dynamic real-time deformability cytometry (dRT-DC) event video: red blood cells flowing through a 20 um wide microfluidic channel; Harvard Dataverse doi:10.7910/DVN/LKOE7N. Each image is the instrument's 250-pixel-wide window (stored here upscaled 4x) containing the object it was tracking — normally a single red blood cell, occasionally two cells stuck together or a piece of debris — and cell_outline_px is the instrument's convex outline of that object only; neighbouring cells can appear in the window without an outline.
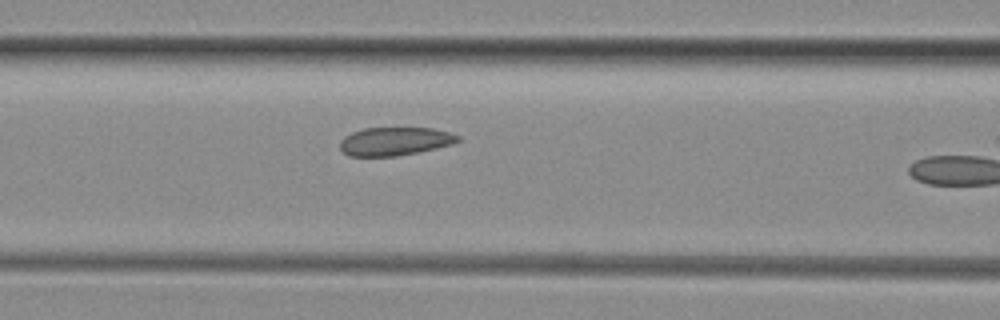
{"species": "common noctule bat (a hibernating species)", "species_latin": "Nyctalus noctula", "temperature_condition": "room temperature", "stored_images_in_passage": 29, "camera_frame_rate_fps": 3000, "um_per_image_px": 0.085, "animal": {"sex": "female", "body_mass_g": 29.2, "forearm_length_mm": 56.3}, "frame": {"image": 1, "passage_image": 13, "time_ms": 4.0, "image_size_px": [1000, 320], "cell_outline_px": [[460, 140], [452, 144], [436, 148], [396, 156], [348, 156], [340, 148], [340, 140], [344, 136], [352, 132], [364, 128], [432, 128], [448, 132], [460, 136]], "centroid_in_image_um": [33.54, 12.01], "position_along_channel_um": 133.1, "area_um2": 19.36}}
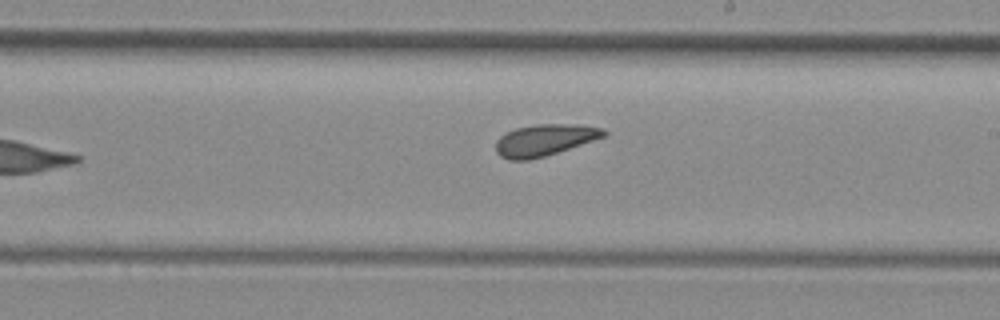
{"frame": {"image": 2, "passage_image": 21, "time_ms": 6.667, "image_size_px": [1000, 320], "cell_outline_px": [[608, 132], [604, 136], [544, 156], [528, 160], [508, 160], [500, 156], [496, 152], [496, 140], [500, 136], [516, 128], [536, 124], [564, 124], [604, 128]], "centroid_in_image_um": [46.23, 11.91], "position_along_channel_um": 242.8, "area_um2": 19.42}}
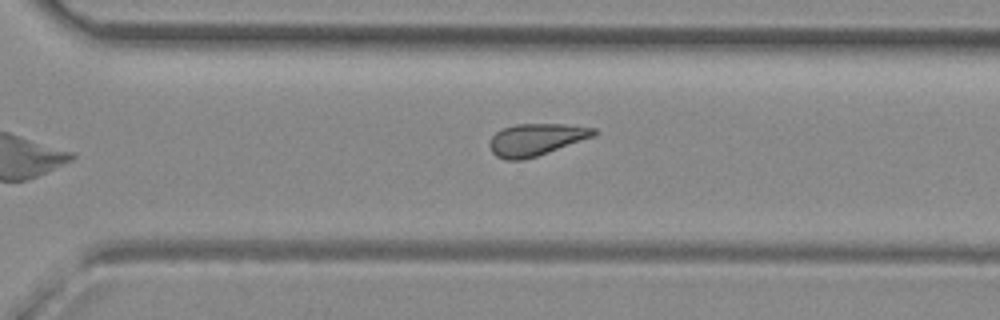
{"frame": {"image": 3, "passage_image": 27, "time_ms": 8.667, "image_size_px": [1000, 320], "cell_outline_px": [[600, 132], [596, 136], [524, 160], [504, 160], [496, 156], [492, 152], [488, 144], [492, 136], [496, 132], [504, 128], [516, 124], [564, 124], [596, 128]], "centroid_in_image_um": [45.59, 11.86], "position_along_channel_um": 325.0, "area_um2": 19.59}}